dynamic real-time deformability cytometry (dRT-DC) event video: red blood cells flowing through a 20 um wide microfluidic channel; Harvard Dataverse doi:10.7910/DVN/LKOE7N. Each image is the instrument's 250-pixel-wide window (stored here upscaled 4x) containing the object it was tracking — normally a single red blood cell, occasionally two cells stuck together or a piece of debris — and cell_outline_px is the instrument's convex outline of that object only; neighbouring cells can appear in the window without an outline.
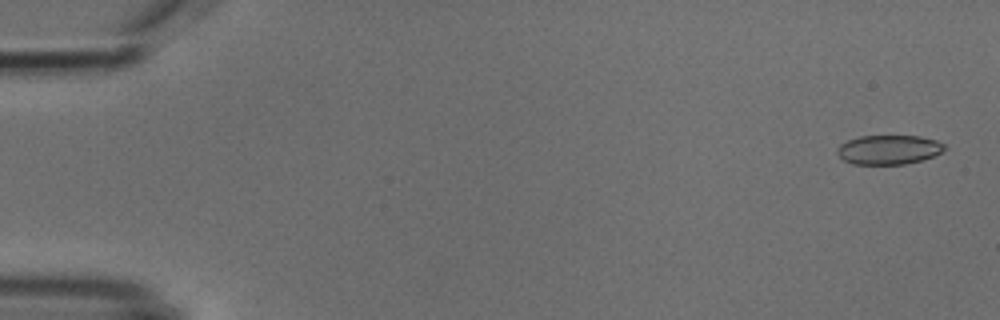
{"species": "common noctule bat (a hibernating species)", "species_latin": "Nyctalus noctula", "temperature_condition": "cold", "stored_images_in_passage": 5, "segment_of_instrument_passage": [2, 2], "camera_frame_rate_fps": 3000, "um_per_image_px": 0.085, "animal": {"sex": "male", "body_mass_g": 18.8}, "frame": {"image": 1, "passage_image": 5, "time_ms": 5.333, "image_size_px": [1000, 320], "cell_outline_px": [[948, 148], [944, 152], [924, 160], [904, 164], [852, 164], [844, 160], [836, 152], [836, 148], [840, 144], [848, 140], [860, 136], [920, 136], [936, 140], [944, 144]], "centroid_in_image_um": [75.58, 12.72], "position_along_channel_um": 9.4, "area_um2": 18.55}}